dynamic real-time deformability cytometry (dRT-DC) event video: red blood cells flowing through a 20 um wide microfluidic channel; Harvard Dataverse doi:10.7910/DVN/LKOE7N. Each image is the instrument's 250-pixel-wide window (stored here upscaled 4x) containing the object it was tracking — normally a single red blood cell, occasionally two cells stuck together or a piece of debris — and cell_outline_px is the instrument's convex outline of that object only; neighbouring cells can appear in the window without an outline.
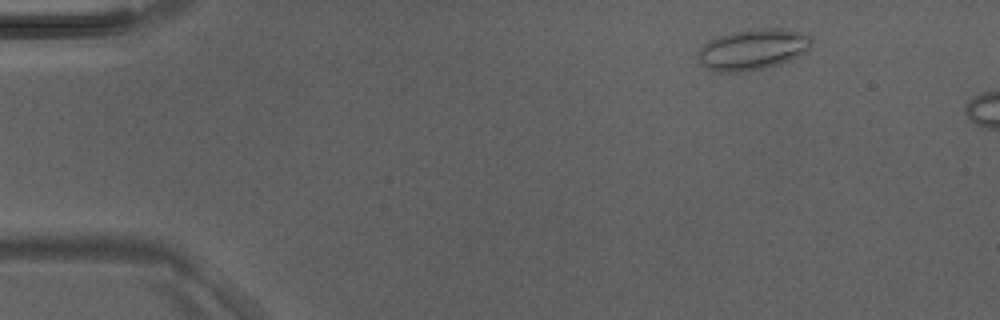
{"species": "Egyptian fruit bat (a non-hibernating species)", "species_latin": "Rousettus aegyptiacus", "temperature_condition": "room temperature", "stored_images_in_passage": 2, "camera_frame_rate_fps": 3000, "um_per_image_px": 0.085, "animal": {"sex": "male"}, "frame": {"image": 1, "passage_image": 1, "time_ms": 0.0, "image_size_px": [1000, 320], "cell_outline_px": [[812, 44], [804, 52], [792, 60], [780, 64], [764, 68], [740, 72], [720, 72], [708, 68], [700, 64], [696, 60], [696, 52], [704, 44], [720, 36], [732, 32], [760, 28], [780, 28], [800, 32], [812, 36]], "centroid_in_image_um": [63.98, 4.21], "position_along_channel_um": 21.0, "area_um2": 27.11}}